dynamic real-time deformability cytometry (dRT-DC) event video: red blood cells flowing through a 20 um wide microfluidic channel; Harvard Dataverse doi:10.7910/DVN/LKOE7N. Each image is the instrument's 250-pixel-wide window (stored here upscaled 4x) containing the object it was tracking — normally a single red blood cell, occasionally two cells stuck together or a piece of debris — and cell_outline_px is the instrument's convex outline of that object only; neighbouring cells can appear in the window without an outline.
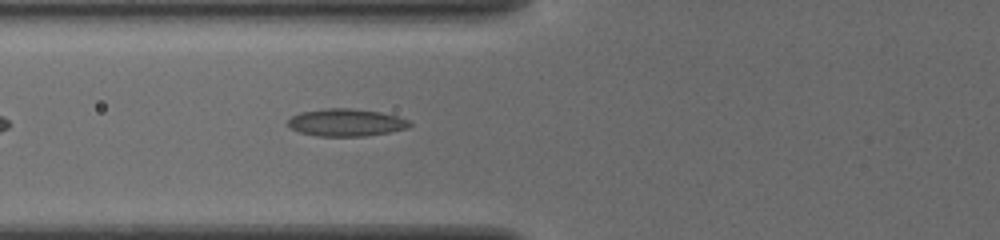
{"species": "common noctule bat (a hibernating species)", "species_latin": "Nyctalus noctula", "temperature_condition": "cold", "stored_images_in_passage": 36, "camera_frame_rate_fps": 3000, "um_per_image_px": 0.085, "animal": {"sex": "female", "body_mass_g": 19.5, "forearm_length_mm": 54.1}, "frame": {"image": 1, "passage_image": 6, "time_ms": 1.667, "image_size_px": [1000, 240], "cell_outline_px": [[412, 124], [408, 128], [388, 132], [364, 136], [316, 136], [300, 132], [292, 128], [288, 124], [288, 120], [292, 116], [300, 112], [324, 108], [352, 108], [380, 112], [396, 116], [408, 120]], "centroid_in_image_um": [29.41, 10.41], "position_along_channel_um": 96.4, "area_um2": 19.36}}
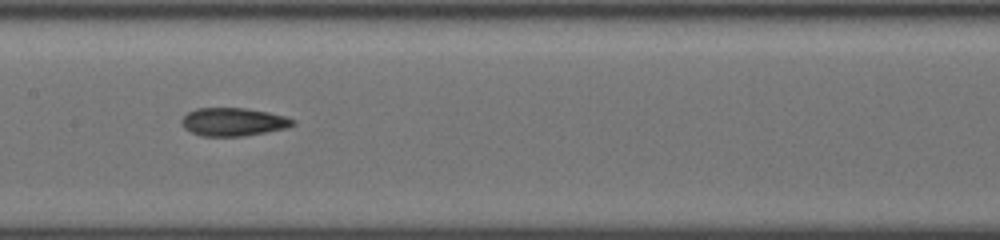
{"frame": {"image": 2, "passage_image": 13, "time_ms": 4.0, "image_size_px": [1000, 240], "cell_outline_px": [[296, 124], [288, 128], [244, 136], [200, 136], [184, 128], [180, 124], [180, 120], [188, 112], [196, 108], [244, 108], [268, 112], [284, 116], [296, 120]], "centroid_in_image_um": [19.83, 10.36], "position_along_channel_um": 187.6, "area_um2": 18.38}}
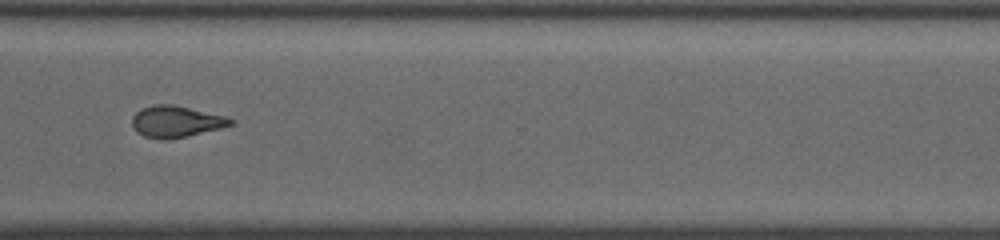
{"frame": {"image": 3, "passage_image": 26, "time_ms": 8.333, "image_size_px": [1000, 240], "cell_outline_px": [[236, 124], [188, 136], [164, 140], [160, 140], [144, 136], [136, 132], [132, 124], [132, 116], [140, 108], [156, 104], [172, 104], [224, 116], [232, 120]], "centroid_in_image_um": [14.92, 10.34], "position_along_channel_um": 355.7, "area_um2": 18.03}, "authors_computed_cell_mechanics": {"area_um2": 17.918, "velocity_mm_per_s": 3.8846, "shape_relaxation_time_tau1_ms": null, "shape_relaxation_time_tau2_ms": 2.63, "deformation_change_tau1": null, "deformation_change_tau2": 0.098}}